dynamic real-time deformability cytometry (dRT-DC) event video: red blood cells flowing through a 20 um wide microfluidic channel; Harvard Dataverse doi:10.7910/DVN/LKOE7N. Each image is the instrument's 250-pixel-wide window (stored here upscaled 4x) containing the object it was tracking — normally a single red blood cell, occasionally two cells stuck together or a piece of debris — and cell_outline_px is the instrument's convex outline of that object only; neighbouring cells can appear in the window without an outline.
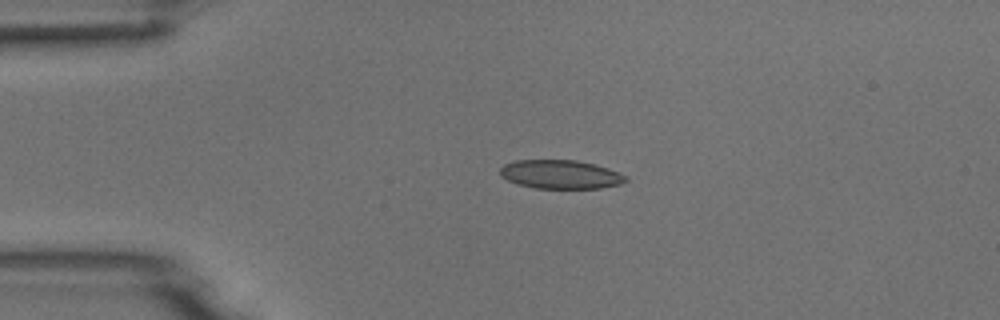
{"species": "common noctule bat (a hibernating species)", "species_latin": "Nyctalus noctula", "temperature_condition": "room temperature", "stored_images_in_passage": 4, "camera_frame_rate_fps": 3000, "um_per_image_px": 0.085, "animal": {"sex": "male", "body_mass_g": 18.8}, "frame": {"image": 1, "passage_image": 3, "time_ms": 3.333, "image_size_px": [1000, 320], "cell_outline_px": [[628, 180], [620, 184], [600, 188], [536, 188], [516, 184], [500, 176], [500, 168], [504, 164], [516, 160], [576, 160], [608, 168], [628, 176]], "centroid_in_image_um": [47.63, 14.82], "position_along_channel_um": 37.4, "area_um2": 21.04}}